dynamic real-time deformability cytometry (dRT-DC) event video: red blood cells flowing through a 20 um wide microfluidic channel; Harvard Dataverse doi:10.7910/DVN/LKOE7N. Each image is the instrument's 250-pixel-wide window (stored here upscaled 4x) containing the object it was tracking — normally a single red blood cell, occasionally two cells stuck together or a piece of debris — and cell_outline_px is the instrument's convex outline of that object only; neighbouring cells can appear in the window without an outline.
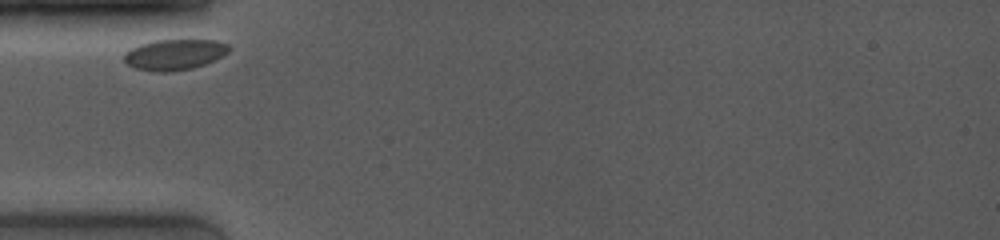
{"species": "common noctule bat (a hibernating species)", "species_latin": "Nyctalus noctula", "temperature_condition": "room temperature", "stored_images_in_passage": 71, "camera_frame_rate_fps": 4000, "um_per_image_px": 0.085, "animal": {"sex": "female", "body_mass_g": 19.0, "forearm_length_mm": 53.3}, "frame": {"image": 1, "passage_image": 1, "time_ms": 0.0, "image_size_px": [1000, 240], "cell_outline_px": [[232, 48], [228, 52], [204, 64], [192, 68], [168, 72], [152, 72], [136, 68], [128, 64], [124, 60], [124, 52], [140, 44], [156, 40], [216, 40], [228, 44]], "centroid_in_image_um": [14.82, 4.63], "position_along_channel_um": 70.2, "area_um2": 18.67}}
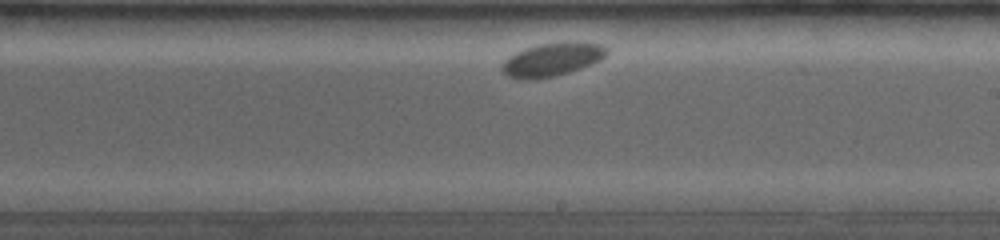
{"frame": {"image": 2, "passage_image": 36, "time_ms": 5.0, "image_size_px": [1000, 240], "cell_outline_px": [[608, 52], [600, 60], [580, 68], [568, 72], [552, 76], [528, 80], [516, 80], [508, 76], [500, 68], [500, 64], [508, 56], [524, 48], [540, 44], [604, 44], [608, 48]], "centroid_in_image_um": [46.83, 5.1], "position_along_channel_um": 242.2, "area_um2": 19.77}}
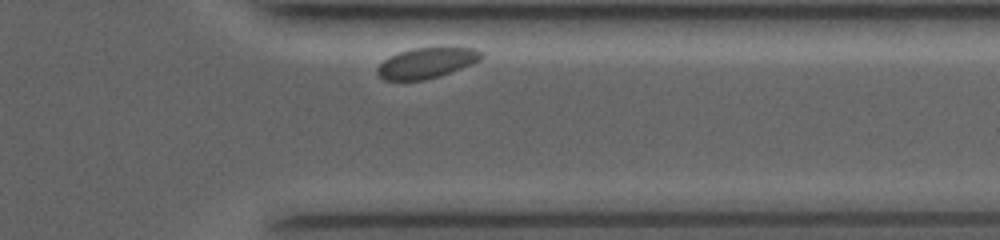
{"frame": {"image": 3, "passage_image": 66, "time_ms": 8.75, "image_size_px": [1000, 240], "cell_outline_px": [[484, 56], [480, 60], [472, 64], [440, 76], [424, 80], [384, 80], [376, 72], [376, 68], [384, 60], [400, 52], [412, 48], [476, 48], [484, 52]], "centroid_in_image_um": [36.29, 5.35], "position_along_channel_um": 375.1, "area_um2": 18.38}}